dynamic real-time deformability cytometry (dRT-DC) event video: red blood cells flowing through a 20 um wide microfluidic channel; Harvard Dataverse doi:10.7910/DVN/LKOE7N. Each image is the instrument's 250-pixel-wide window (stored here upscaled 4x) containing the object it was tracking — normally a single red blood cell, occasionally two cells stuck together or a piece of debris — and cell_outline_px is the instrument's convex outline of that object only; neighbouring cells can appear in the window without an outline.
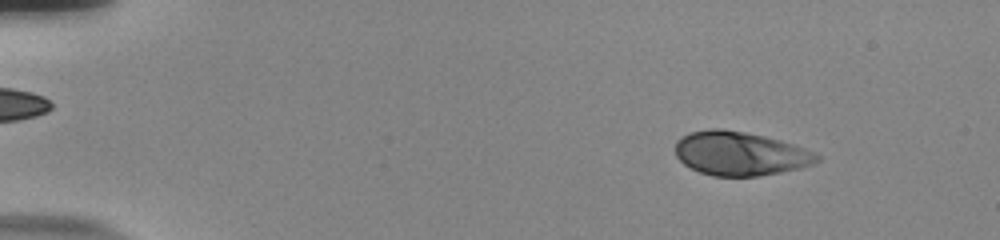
{"species": "human", "species_latin": "Homo sapiens", "temperature_condition": "room temperature", "stored_images_in_passage": 55, "camera_frame_rate_fps": 3000, "um_per_image_px": 0.085, "donor": {"sex": "male"}, "frame": {"image": 1, "passage_image": 7, "time_ms": 2.0, "image_size_px": [1000, 240], "cell_outline_px": [[820, 160], [812, 164], [800, 168], [760, 176], [712, 176], [700, 172], [684, 164], [676, 156], [676, 140], [688, 132], [708, 128], [720, 128], [744, 132], [764, 136], [780, 140], [816, 152], [820, 156]], "centroid_in_image_um": [62.9, 13.05], "position_along_channel_um": 22.1, "area_um2": 36.3}}
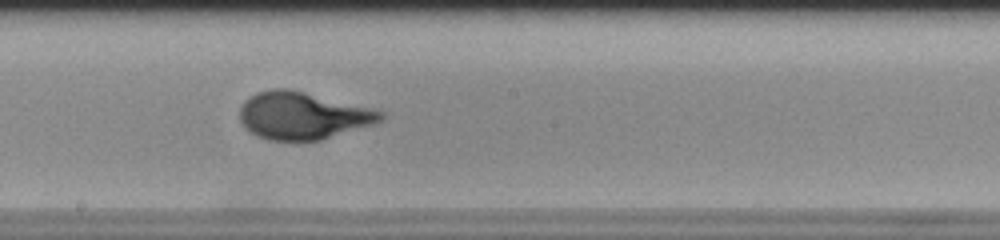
{"frame": {"image": 2, "passage_image": 32, "time_ms": 10.333, "image_size_px": [1000, 240], "cell_outline_px": [[384, 116], [380, 120], [372, 124], [320, 140], [268, 140], [256, 136], [240, 120], [240, 108], [244, 100], [248, 96], [256, 92], [272, 88], [288, 88], [384, 112]], "centroid_in_image_um": [25.66, 9.82], "position_along_channel_um": 222.5, "area_um2": 38.21}}
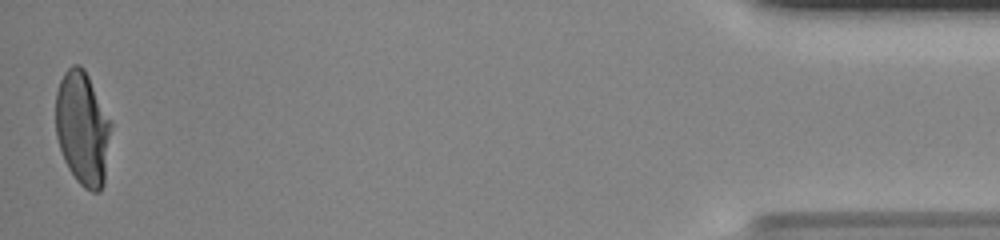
{"frame": {"image": 3, "passage_image": 55, "time_ms": 18.0, "image_size_px": [1000, 240], "cell_outline_px": [[112, 124], [104, 184], [100, 192], [92, 192], [84, 188], [76, 180], [68, 168], [64, 160], [56, 136], [56, 92], [60, 80], [64, 72], [72, 64], [80, 64], [84, 68], [112, 120]], "centroid_in_image_um": [7.03, 10.91], "position_along_channel_um": 428.2, "area_um2": 37.17}, "authors_computed_cell_mechanics": {"area_um2": 37.1654, "velocity_mm_per_s": 3.7217, "shape_relaxation_time_tau1_ms": 5.1095, "shape_relaxation_time_tau2_ms": null, "deformation_change_tau1": 0.2268, "deformation_change_tau2": null}}